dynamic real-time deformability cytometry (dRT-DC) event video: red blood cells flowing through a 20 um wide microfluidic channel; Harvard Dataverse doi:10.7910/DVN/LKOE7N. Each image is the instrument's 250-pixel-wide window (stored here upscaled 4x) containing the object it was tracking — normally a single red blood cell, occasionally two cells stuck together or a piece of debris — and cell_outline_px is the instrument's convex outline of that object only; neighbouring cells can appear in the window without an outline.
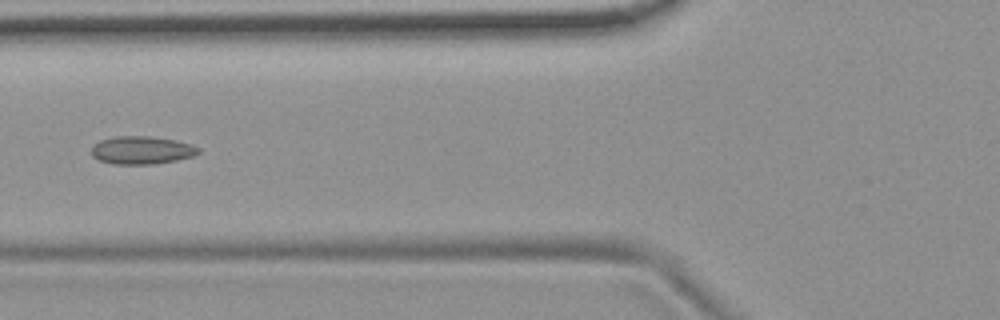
{"species": "common noctule bat (a hibernating species)", "species_latin": "Nyctalus noctula", "temperature_condition": "room temperature", "stored_images_in_passage": 5, "camera_frame_rate_fps": 3000, "um_per_image_px": 0.085, "animal": {"sex": "female", "body_mass_g": 19.9}, "frame": {"image": 1, "passage_image": 5, "time_ms": 1.333, "image_size_px": [1000, 320], "cell_outline_px": [[200, 152], [192, 156], [176, 160], [156, 164], [112, 164], [100, 160], [92, 156], [92, 148], [100, 140], [116, 136], [148, 136], [176, 140], [192, 144], [200, 148]], "centroid_in_image_um": [12.07, 12.76], "position_along_channel_um": 113.7, "area_um2": 17.4}}